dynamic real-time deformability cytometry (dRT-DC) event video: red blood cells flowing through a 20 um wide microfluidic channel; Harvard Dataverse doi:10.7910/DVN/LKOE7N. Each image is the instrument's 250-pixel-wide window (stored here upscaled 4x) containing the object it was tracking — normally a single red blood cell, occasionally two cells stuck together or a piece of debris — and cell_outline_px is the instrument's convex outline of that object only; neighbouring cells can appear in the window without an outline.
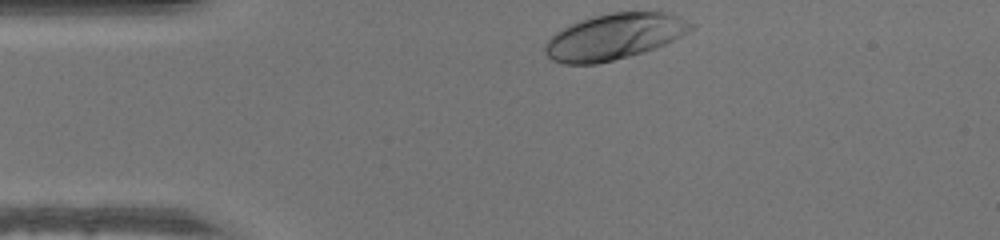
{"species": "human", "species_latin": "Homo sapiens", "temperature_condition": "warm", "stored_images_in_passage": 30, "camera_frame_rate_fps": 3000, "um_per_image_px": 0.085, "donor": {"sex": "male"}, "frame": {"image": 1, "passage_image": 1, "time_ms": 0.0, "image_size_px": [1000, 240], "cell_outline_px": [[696, 28], [664, 44], [644, 52], [596, 64], [564, 64], [552, 60], [544, 52], [544, 44], [556, 32], [580, 20], [612, 12], [664, 12], [676, 16], [696, 24]], "centroid_in_image_um": [52.21, 3.12], "position_along_channel_um": 32.8, "area_um2": 38.67}}
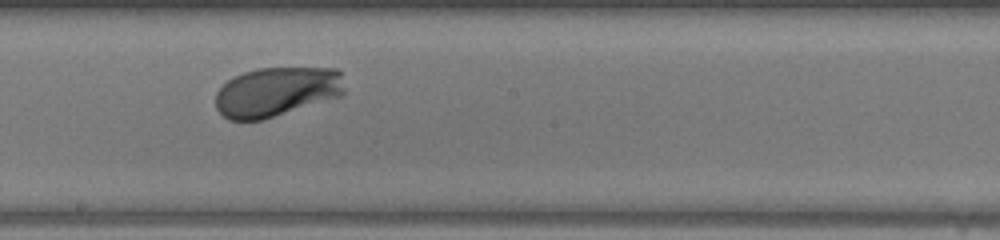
{"frame": {"image": 2, "passage_image": 18, "time_ms": 5.667, "image_size_px": [1000, 240], "cell_outline_px": [[344, 96], [260, 120], [228, 120], [216, 108], [216, 92], [228, 80], [244, 72], [256, 68], [336, 68], [340, 72], [344, 88]], "centroid_in_image_um": [23.53, 7.8], "position_along_channel_um": 224.7, "area_um2": 37.22}}
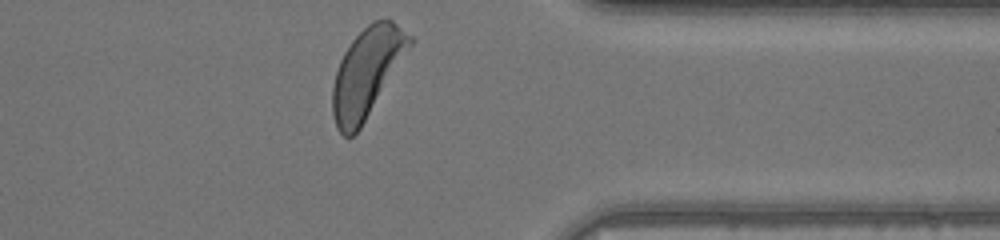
{"frame": {"image": 3, "passage_image": 30, "time_ms": 9.667, "image_size_px": [1000, 240], "cell_outline_px": [[412, 44], [360, 128], [352, 136], [344, 136], [336, 128], [332, 116], [332, 88], [336, 72], [340, 60], [344, 52], [352, 40], [372, 20], [388, 16], [412, 36]], "centroid_in_image_um": [31.17, 6.12], "position_along_channel_um": 380.2, "area_um2": 39.54}}